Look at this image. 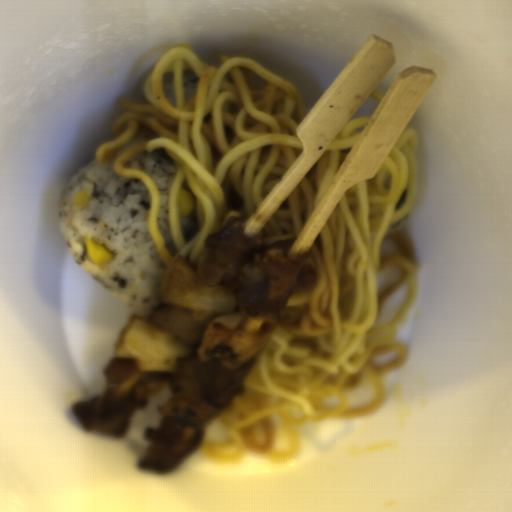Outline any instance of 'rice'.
Masks as SVG:
<instances>
[{
    "mask_svg": "<svg viewBox=\"0 0 512 512\" xmlns=\"http://www.w3.org/2000/svg\"><path fill=\"white\" fill-rule=\"evenodd\" d=\"M91 195L86 207H75L80 191ZM150 192L138 179L121 177L113 165L92 159L64 188L58 203L60 235L75 262L133 316L148 317L163 303L158 287L167 270L149 234ZM112 252L110 262L95 265L83 238Z\"/></svg>",
    "mask_w": 512,
    "mask_h": 512,
    "instance_id": "652b925c",
    "label": "rice"
},
{
    "mask_svg": "<svg viewBox=\"0 0 512 512\" xmlns=\"http://www.w3.org/2000/svg\"><path fill=\"white\" fill-rule=\"evenodd\" d=\"M127 166L149 175L154 181L160 196L158 229L163 236L169 253L175 254L169 217V191L175 168L168 154L162 151L139 153L127 162Z\"/></svg>",
    "mask_w": 512,
    "mask_h": 512,
    "instance_id": "023b6e5f",
    "label": "rice"
},
{
    "mask_svg": "<svg viewBox=\"0 0 512 512\" xmlns=\"http://www.w3.org/2000/svg\"><path fill=\"white\" fill-rule=\"evenodd\" d=\"M184 101H188L197 93L198 77L192 69L183 71Z\"/></svg>",
    "mask_w": 512,
    "mask_h": 512,
    "instance_id": "8eca5e8b",
    "label": "rice"
},
{
    "mask_svg": "<svg viewBox=\"0 0 512 512\" xmlns=\"http://www.w3.org/2000/svg\"><path fill=\"white\" fill-rule=\"evenodd\" d=\"M164 99L168 101L171 107H175V76L173 73H166L162 82Z\"/></svg>",
    "mask_w": 512,
    "mask_h": 512,
    "instance_id": "acb35da6",
    "label": "rice"
},
{
    "mask_svg": "<svg viewBox=\"0 0 512 512\" xmlns=\"http://www.w3.org/2000/svg\"><path fill=\"white\" fill-rule=\"evenodd\" d=\"M181 229L184 236H191L196 230L197 223L193 211L180 219Z\"/></svg>",
    "mask_w": 512,
    "mask_h": 512,
    "instance_id": "b023fe2a",
    "label": "rice"
}]
</instances>
